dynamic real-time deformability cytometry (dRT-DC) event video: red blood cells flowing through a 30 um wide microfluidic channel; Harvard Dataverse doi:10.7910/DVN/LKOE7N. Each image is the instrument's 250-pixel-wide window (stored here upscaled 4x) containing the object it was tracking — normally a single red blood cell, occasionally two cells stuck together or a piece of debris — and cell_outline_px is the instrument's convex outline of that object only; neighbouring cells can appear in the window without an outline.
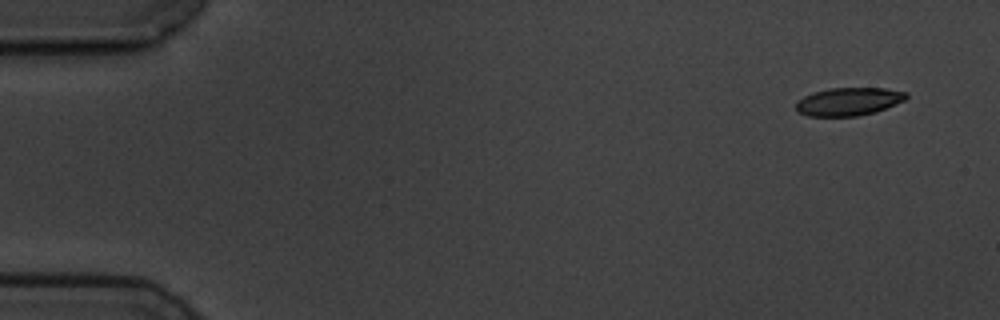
{"species": "common noctule bat (a hibernating species)", "species_latin": "Nyctalus noctula", "temperature_condition": "cold", "stored_images_in_passage": 3, "camera_frame_rate_fps": 3000, "um_per_image_px": 0.085, "animal": {"sex": "male", "body_mass_g": 19.5, "forearm_length_mm": 54.6}, "frame": {"image": 1, "passage_image": 1, "time_ms": 0.0, "image_size_px": [1000, 320], "cell_outline_px": [[908, 96], [904, 100], [876, 112], [856, 116], [808, 116], [796, 112], [796, 104], [804, 96], [812, 92], [828, 88], [884, 88], [908, 92]], "centroid_in_image_um": [72.12, 8.63], "position_along_channel_um": 12.9, "area_um2": 18.03}}
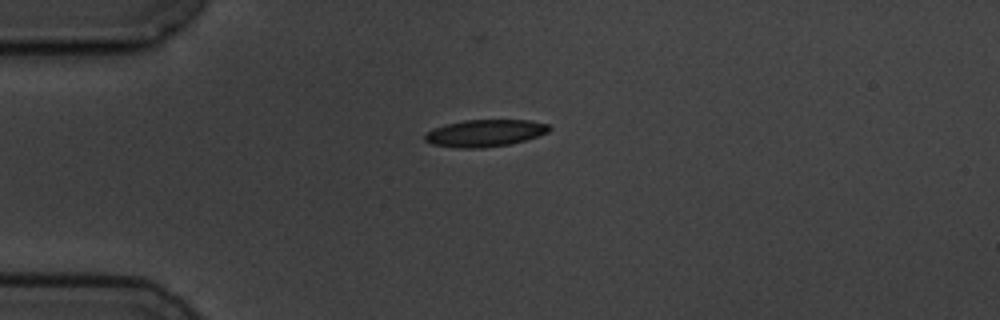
{"frame": {"image": 2, "passage_image": 3, "time_ms": 3.667, "image_size_px": [1000, 320], "cell_outline_px": [[552, 128], [548, 132], [512, 144], [484, 148], [460, 148], [432, 144], [424, 140], [424, 132], [448, 124], [464, 120], [528, 120], [548, 124]], "centroid_in_image_um": [41.22, 11.32], "position_along_channel_um": 43.8, "area_um2": 19.54}}